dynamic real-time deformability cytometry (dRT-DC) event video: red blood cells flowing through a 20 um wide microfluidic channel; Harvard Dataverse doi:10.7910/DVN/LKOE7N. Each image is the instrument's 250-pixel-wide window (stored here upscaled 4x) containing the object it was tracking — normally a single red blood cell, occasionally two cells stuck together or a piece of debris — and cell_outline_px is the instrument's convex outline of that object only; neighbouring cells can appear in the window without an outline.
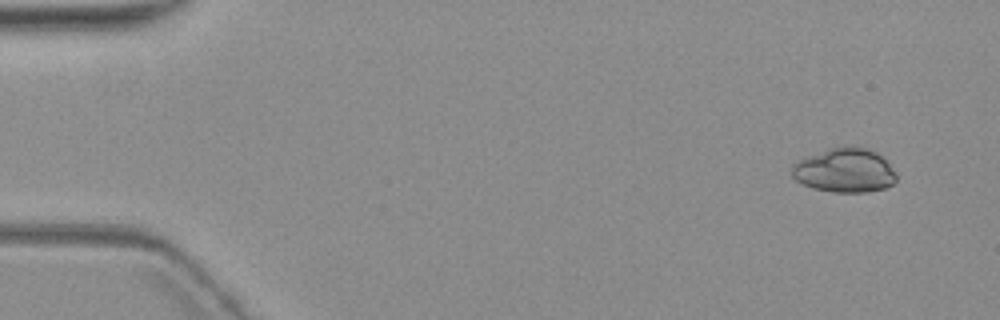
{"species": "common noctule bat (a hibernating species)", "species_latin": "Nyctalus noctula", "temperature_condition": "warm", "stored_images_in_passage": 5, "camera_frame_rate_fps": 3000, "um_per_image_px": 0.085, "animal": {"sex": "female", "body_mass_g": 19.3, "forearm_length_mm": 54.1}, "frame": {"image": 1, "passage_image": 1, "time_ms": 0.0, "image_size_px": [1000, 320], "cell_outline_px": [[896, 180], [892, 184], [884, 188], [868, 192], [832, 192], [812, 188], [796, 180], [792, 176], [792, 164], [800, 160], [832, 148], [844, 144], [852, 144], [868, 148], [876, 152], [896, 172]], "centroid_in_image_um": [71.81, 14.47], "position_along_channel_um": 13.2, "area_um2": 26.88}}
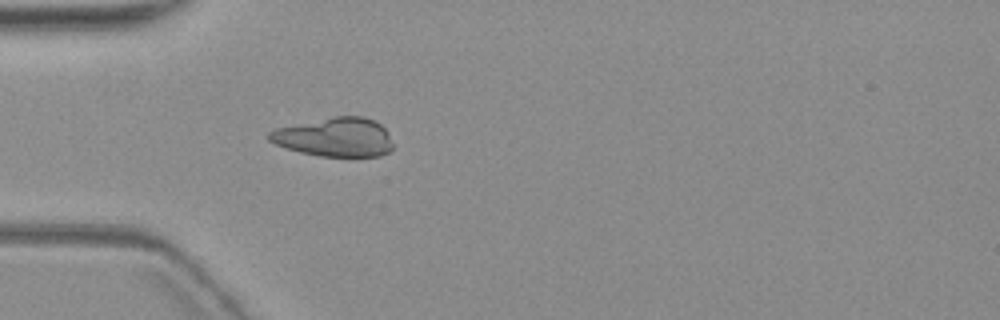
{"frame": {"image": 2, "passage_image": 5, "time_ms": 4.667, "image_size_px": [1000, 320], "cell_outline_px": [[392, 148], [388, 152], [380, 156], [320, 156], [300, 152], [276, 144], [268, 140], [268, 132], [276, 128], [332, 116], [364, 116], [376, 120], [388, 132], [392, 144]], "centroid_in_image_um": [28.47, 11.64], "position_along_channel_um": 56.5, "area_um2": 28.15}}